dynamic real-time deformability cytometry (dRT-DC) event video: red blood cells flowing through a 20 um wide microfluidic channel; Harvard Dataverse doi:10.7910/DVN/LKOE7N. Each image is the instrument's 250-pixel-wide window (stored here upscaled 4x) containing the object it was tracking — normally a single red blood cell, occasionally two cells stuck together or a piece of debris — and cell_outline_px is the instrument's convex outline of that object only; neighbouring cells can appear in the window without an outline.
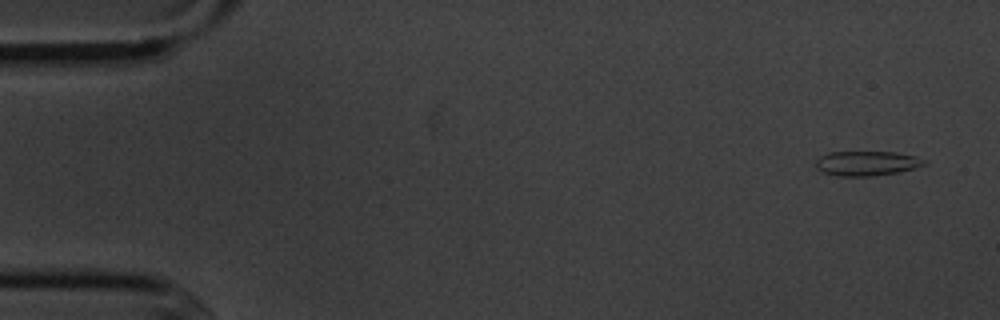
{"species": "common noctule bat (a hibernating species)", "species_latin": "Nyctalus noctula", "temperature_condition": "cold", "stored_images_in_passage": 4, "camera_frame_rate_fps": 3000, "um_per_image_px": 0.085, "animal": {"sex": "male", "body_mass_g": 20.1, "forearm_length_mm": 53.5}, "frame": {"image": 1, "passage_image": 1, "time_ms": 0.0, "image_size_px": [1000, 320], "cell_outline_px": [[928, 160], [924, 164], [912, 168], [896, 172], [872, 176], [840, 176], [824, 172], [816, 168], [816, 160], [820, 156], [828, 152], [896, 152], [916, 156]], "centroid_in_image_um": [73.65, 13.87], "position_along_channel_um": 11.3, "area_um2": 15.43}}
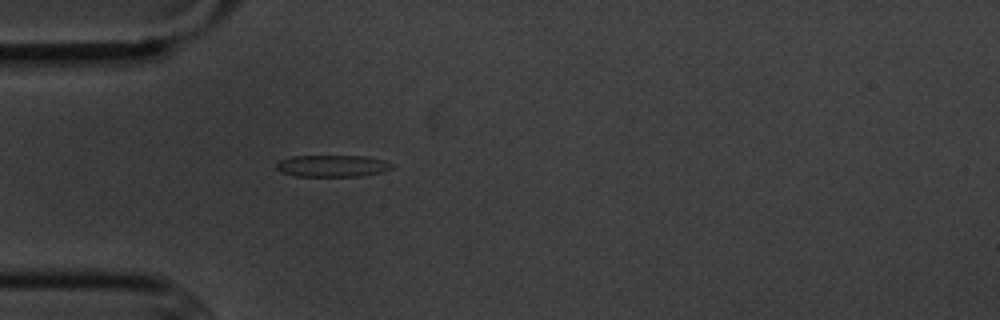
{"frame": {"image": 2, "passage_image": 4, "time_ms": 4.333, "image_size_px": [1000, 320], "cell_outline_px": [[396, 164], [392, 168], [384, 172], [360, 176], [296, 176], [280, 172], [276, 168], [276, 164], [280, 160], [292, 156], [368, 156], [384, 160]], "centroid_in_image_um": [28.3, 14.1], "position_along_channel_um": 56.7, "area_um2": 14.85}}